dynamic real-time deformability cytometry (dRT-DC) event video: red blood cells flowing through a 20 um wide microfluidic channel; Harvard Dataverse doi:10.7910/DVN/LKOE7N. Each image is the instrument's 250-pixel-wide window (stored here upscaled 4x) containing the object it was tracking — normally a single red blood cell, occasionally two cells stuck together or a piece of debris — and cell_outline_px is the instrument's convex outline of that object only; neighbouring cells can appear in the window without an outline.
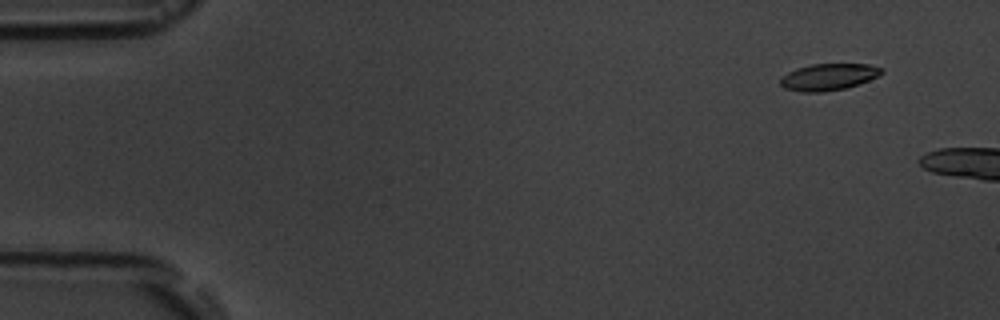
{"species": "common noctule bat (a hibernating species)", "species_latin": "Nyctalus noctula", "temperature_condition": "room temperature", "stored_images_in_passage": 4, "camera_frame_rate_fps": 3000, "um_per_image_px": 0.085, "animal": {"sex": "male", "body_mass_g": 19.5, "forearm_length_mm": 54.6}, "frame": {"image": 1, "passage_image": 2, "time_ms": 1.0, "image_size_px": [1000, 320], "cell_outline_px": [[884, 72], [880, 76], [844, 88], [820, 92], [800, 92], [784, 88], [780, 84], [780, 76], [796, 68], [812, 64], [868, 64], [884, 68]], "centroid_in_image_um": [70.41, 6.53], "position_along_channel_um": 14.6, "area_um2": 15.78}}